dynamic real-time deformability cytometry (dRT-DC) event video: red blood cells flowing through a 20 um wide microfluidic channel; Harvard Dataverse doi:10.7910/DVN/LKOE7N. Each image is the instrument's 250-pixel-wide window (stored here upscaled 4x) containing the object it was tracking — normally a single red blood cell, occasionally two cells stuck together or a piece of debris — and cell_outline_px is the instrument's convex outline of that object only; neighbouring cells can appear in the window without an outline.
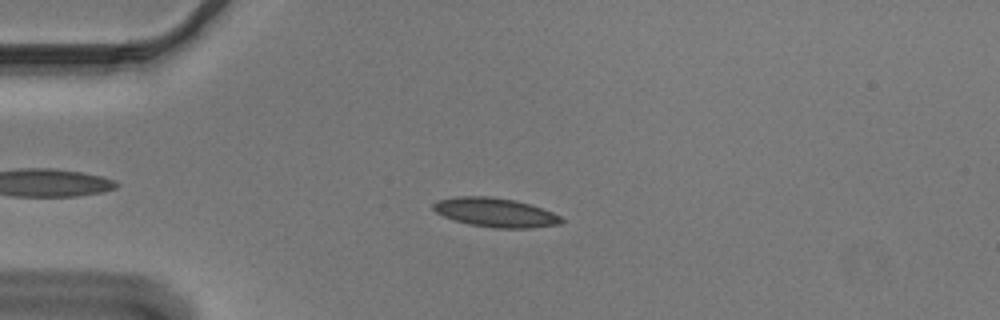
{"species": "Egyptian fruit bat (a non-hibernating species)", "species_latin": "Rousettus aegyptiacus", "temperature_condition": "cold", "stored_images_in_passage": 51, "camera_frame_rate_fps": 3000, "um_per_image_px": 0.085, "animal": {"sex": "male"}, "frame": {"image": 1, "passage_image": 10, "time_ms": 3.0, "image_size_px": [1000, 320], "cell_outline_px": [[564, 220], [560, 224], [532, 228], [496, 228], [468, 224], [444, 216], [436, 212], [432, 208], [432, 204], [436, 200], [456, 196], [488, 196], [516, 200], [552, 212], [560, 216]], "centroid_in_image_um": [42.08, 18.05], "position_along_channel_um": 42.9, "area_um2": 21.68}}
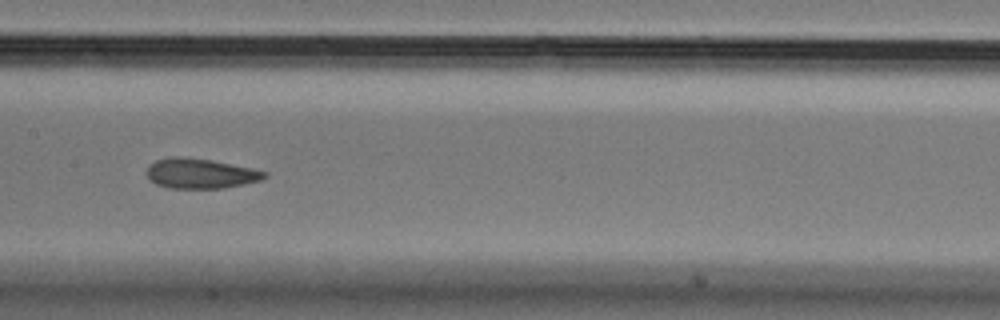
{"frame": {"image": 2, "passage_image": 24, "time_ms": 7.667, "image_size_px": [1000, 320], "cell_outline_px": [[268, 176], [260, 180], [244, 184], [224, 188], [168, 188], [156, 184], [148, 180], [148, 168], [156, 160], [172, 156], [184, 156], [212, 160], [252, 168], [268, 172]], "centroid_in_image_um": [17.05, 14.74], "position_along_channel_um": 190.4, "area_um2": 20.63}}
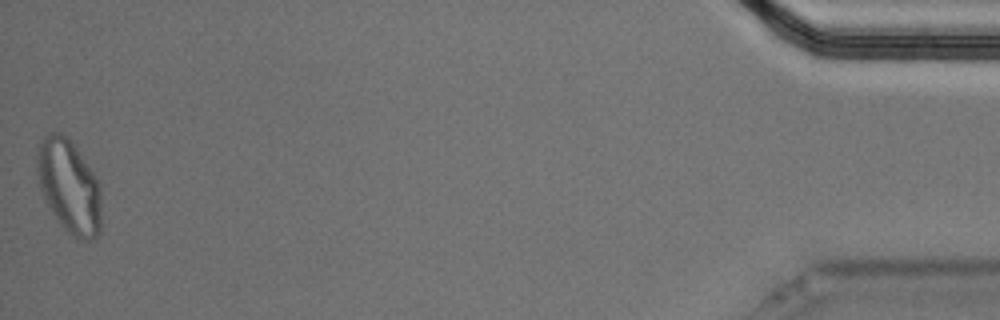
{"frame": {"image": 3, "passage_image": 51, "time_ms": 16.667, "image_size_px": [1000, 320], "cell_outline_px": [[100, 232], [96, 240], [76, 240], [60, 224], [48, 208], [44, 200], [40, 188], [36, 172], [36, 156], [40, 140], [52, 132], [60, 132], [68, 136], [100, 184]], "centroid_in_image_um": [5.85, 15.87], "position_along_channel_um": 429.4, "area_um2": 35.32}, "authors_computed_cell_mechanics": {"area_um2": 20.808, "velocity_mm_per_s": 3.653, "shape_relaxation_time_tau1_ms": 5.4438, "shape_relaxation_time_tau2_ms": 2.2214, "deformation_change_tau1": 0.136, "deformation_change_tau2": 0.0739}}